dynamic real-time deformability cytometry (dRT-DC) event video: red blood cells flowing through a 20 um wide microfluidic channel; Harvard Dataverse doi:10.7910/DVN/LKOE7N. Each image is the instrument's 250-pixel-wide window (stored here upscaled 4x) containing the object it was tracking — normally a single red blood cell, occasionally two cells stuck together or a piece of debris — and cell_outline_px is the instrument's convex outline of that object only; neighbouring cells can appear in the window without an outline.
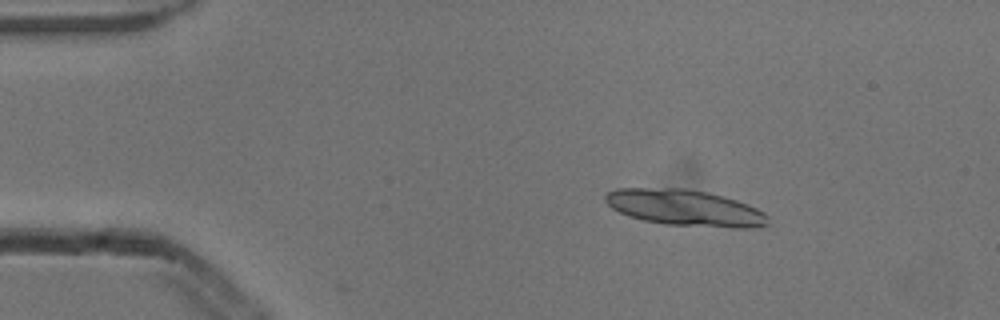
{"species": "common noctule bat (a hibernating species)", "species_latin": "Nyctalus noctula", "temperature_condition": "cold", "stored_images_in_passage": 4, "camera_frame_rate_fps": 3000, "um_per_image_px": 0.085, "animal": {"sex": "male", "body_mass_g": 13.3}, "frame": {"image": 1, "passage_image": 2, "time_ms": 0.333, "image_size_px": [1000, 320], "cell_outline_px": [[768, 224], [756, 228], [732, 228], [664, 224], [644, 220], [628, 216], [612, 208], [604, 200], [604, 196], [608, 192], [616, 188], [684, 188], [708, 192], [724, 196], [748, 204], [764, 212], [768, 216]], "centroid_in_image_um": [58.24, 17.66], "position_along_channel_um": 26.8, "area_um2": 34.51}}